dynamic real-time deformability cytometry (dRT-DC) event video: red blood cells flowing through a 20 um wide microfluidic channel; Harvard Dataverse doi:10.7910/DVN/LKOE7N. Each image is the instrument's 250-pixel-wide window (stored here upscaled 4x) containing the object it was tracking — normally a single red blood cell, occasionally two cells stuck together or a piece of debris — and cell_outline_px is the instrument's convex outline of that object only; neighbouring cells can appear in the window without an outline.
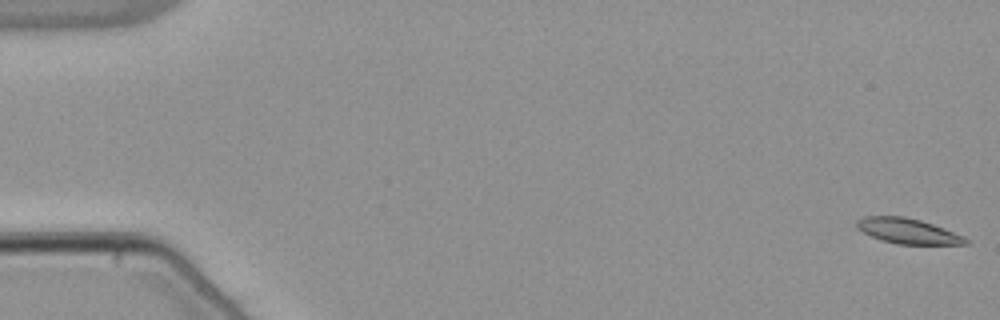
{"species": "common noctule bat (a hibernating species)", "species_latin": "Nyctalus noctula", "temperature_condition": "warm", "stored_images_in_passage": 55, "camera_frame_rate_fps": 3000, "um_per_image_px": 0.085, "animal": {"sex": "male", "body_mass_g": 21.5, "forearm_length_mm": 52.0}, "frame": {"image": 1, "passage_image": 1, "time_ms": 0.0, "image_size_px": [1000, 320], "cell_outline_px": [[968, 244], [896, 244], [880, 240], [856, 228], [856, 220], [864, 216], [904, 216], [920, 220], [944, 228], [964, 236], [968, 240]], "centroid_in_image_um": [77.14, 19.63], "position_along_channel_um": 7.9, "area_um2": 16.01}}
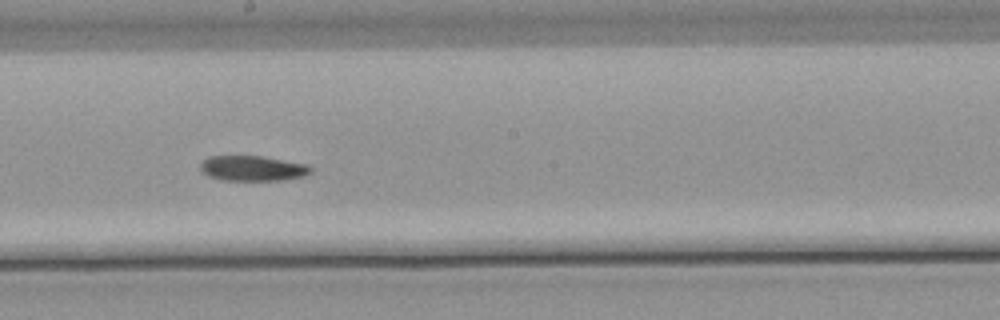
{"frame": {"image": 2, "passage_image": 31, "time_ms": 10.0, "image_size_px": [1000, 320], "cell_outline_px": [[312, 172], [304, 176], [284, 180], [224, 180], [208, 176], [200, 172], [200, 164], [208, 156], [264, 156], [308, 164], [312, 168]], "centroid_in_image_um": [21.49, 14.3], "position_along_channel_um": 226.7, "area_um2": 16.42}}
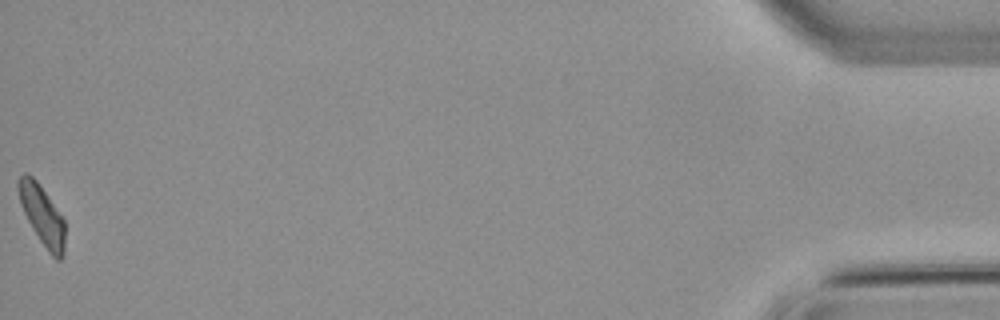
{"frame": {"image": 3, "passage_image": 55, "time_ms": 18.0, "image_size_px": [1000, 320], "cell_outline_px": [[64, 256], [60, 260], [56, 260], [48, 252], [32, 228], [20, 204], [16, 188], [16, 184], [20, 176], [24, 172], [28, 172], [36, 180], [64, 220]], "centroid_in_image_um": [3.55, 18.29], "position_along_channel_um": 431.6, "area_um2": 16.07}}